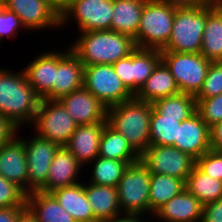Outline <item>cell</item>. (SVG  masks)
<instances>
[{
	"label": "cell",
	"instance_id": "6da1fadb",
	"mask_svg": "<svg viewBox=\"0 0 222 222\" xmlns=\"http://www.w3.org/2000/svg\"><path fill=\"white\" fill-rule=\"evenodd\" d=\"M79 35L70 49L84 66L112 65L137 48L132 37L112 30L80 32Z\"/></svg>",
	"mask_w": 222,
	"mask_h": 222
},
{
	"label": "cell",
	"instance_id": "7a4b0ae2",
	"mask_svg": "<svg viewBox=\"0 0 222 222\" xmlns=\"http://www.w3.org/2000/svg\"><path fill=\"white\" fill-rule=\"evenodd\" d=\"M0 68V114L17 129L31 125L40 98L28 83L25 72Z\"/></svg>",
	"mask_w": 222,
	"mask_h": 222
},
{
	"label": "cell",
	"instance_id": "3957f363",
	"mask_svg": "<svg viewBox=\"0 0 222 222\" xmlns=\"http://www.w3.org/2000/svg\"><path fill=\"white\" fill-rule=\"evenodd\" d=\"M152 103L135 97L107 109V123L141 155L150 145Z\"/></svg>",
	"mask_w": 222,
	"mask_h": 222
},
{
	"label": "cell",
	"instance_id": "277c9868",
	"mask_svg": "<svg viewBox=\"0 0 222 222\" xmlns=\"http://www.w3.org/2000/svg\"><path fill=\"white\" fill-rule=\"evenodd\" d=\"M215 8L212 1L204 7L176 9L170 39L161 51L200 53L206 19Z\"/></svg>",
	"mask_w": 222,
	"mask_h": 222
},
{
	"label": "cell",
	"instance_id": "5b68a950",
	"mask_svg": "<svg viewBox=\"0 0 222 222\" xmlns=\"http://www.w3.org/2000/svg\"><path fill=\"white\" fill-rule=\"evenodd\" d=\"M176 9L160 0H146L141 15L137 48L162 50L168 43Z\"/></svg>",
	"mask_w": 222,
	"mask_h": 222
},
{
	"label": "cell",
	"instance_id": "8992f818",
	"mask_svg": "<svg viewBox=\"0 0 222 222\" xmlns=\"http://www.w3.org/2000/svg\"><path fill=\"white\" fill-rule=\"evenodd\" d=\"M150 175L141 160L130 164L124 171L116 187L122 214H149Z\"/></svg>",
	"mask_w": 222,
	"mask_h": 222
},
{
	"label": "cell",
	"instance_id": "52a82bcc",
	"mask_svg": "<svg viewBox=\"0 0 222 222\" xmlns=\"http://www.w3.org/2000/svg\"><path fill=\"white\" fill-rule=\"evenodd\" d=\"M181 93L196 96L201 90L211 61L201 53L160 51Z\"/></svg>",
	"mask_w": 222,
	"mask_h": 222
},
{
	"label": "cell",
	"instance_id": "ba28073f",
	"mask_svg": "<svg viewBox=\"0 0 222 222\" xmlns=\"http://www.w3.org/2000/svg\"><path fill=\"white\" fill-rule=\"evenodd\" d=\"M31 126L35 135L61 147L68 143L78 125L58 100L40 99Z\"/></svg>",
	"mask_w": 222,
	"mask_h": 222
},
{
	"label": "cell",
	"instance_id": "9c48e42d",
	"mask_svg": "<svg viewBox=\"0 0 222 222\" xmlns=\"http://www.w3.org/2000/svg\"><path fill=\"white\" fill-rule=\"evenodd\" d=\"M83 87L107 109L134 98V95L115 73L112 65L84 66Z\"/></svg>",
	"mask_w": 222,
	"mask_h": 222
},
{
	"label": "cell",
	"instance_id": "30bf717a",
	"mask_svg": "<svg viewBox=\"0 0 222 222\" xmlns=\"http://www.w3.org/2000/svg\"><path fill=\"white\" fill-rule=\"evenodd\" d=\"M114 0H75L60 13V27L76 20L79 32L111 30Z\"/></svg>",
	"mask_w": 222,
	"mask_h": 222
},
{
	"label": "cell",
	"instance_id": "8fae6325",
	"mask_svg": "<svg viewBox=\"0 0 222 222\" xmlns=\"http://www.w3.org/2000/svg\"><path fill=\"white\" fill-rule=\"evenodd\" d=\"M150 173L165 174L186 181L195 159L173 146L149 145L140 155Z\"/></svg>",
	"mask_w": 222,
	"mask_h": 222
},
{
	"label": "cell",
	"instance_id": "7c38bea8",
	"mask_svg": "<svg viewBox=\"0 0 222 222\" xmlns=\"http://www.w3.org/2000/svg\"><path fill=\"white\" fill-rule=\"evenodd\" d=\"M28 164V193L39 191L47 182V174L59 145L34 134L23 139Z\"/></svg>",
	"mask_w": 222,
	"mask_h": 222
},
{
	"label": "cell",
	"instance_id": "4fadbf2b",
	"mask_svg": "<svg viewBox=\"0 0 222 222\" xmlns=\"http://www.w3.org/2000/svg\"><path fill=\"white\" fill-rule=\"evenodd\" d=\"M4 7L15 12L26 29L61 28L60 13L51 0H4Z\"/></svg>",
	"mask_w": 222,
	"mask_h": 222
},
{
	"label": "cell",
	"instance_id": "5bb4252c",
	"mask_svg": "<svg viewBox=\"0 0 222 222\" xmlns=\"http://www.w3.org/2000/svg\"><path fill=\"white\" fill-rule=\"evenodd\" d=\"M59 52V53H58ZM84 65L70 47L61 52L55 50V82L52 87V100L83 87Z\"/></svg>",
	"mask_w": 222,
	"mask_h": 222
},
{
	"label": "cell",
	"instance_id": "9a60e30c",
	"mask_svg": "<svg viewBox=\"0 0 222 222\" xmlns=\"http://www.w3.org/2000/svg\"><path fill=\"white\" fill-rule=\"evenodd\" d=\"M0 175L28 194V164L21 136L15 134L0 147Z\"/></svg>",
	"mask_w": 222,
	"mask_h": 222
},
{
	"label": "cell",
	"instance_id": "2e32d148",
	"mask_svg": "<svg viewBox=\"0 0 222 222\" xmlns=\"http://www.w3.org/2000/svg\"><path fill=\"white\" fill-rule=\"evenodd\" d=\"M77 125L107 122V108L84 87L58 100Z\"/></svg>",
	"mask_w": 222,
	"mask_h": 222
},
{
	"label": "cell",
	"instance_id": "e0dca14e",
	"mask_svg": "<svg viewBox=\"0 0 222 222\" xmlns=\"http://www.w3.org/2000/svg\"><path fill=\"white\" fill-rule=\"evenodd\" d=\"M209 132V126L196 111L178 125L177 140L173 147L196 160L211 149Z\"/></svg>",
	"mask_w": 222,
	"mask_h": 222
},
{
	"label": "cell",
	"instance_id": "ac0fdd59",
	"mask_svg": "<svg viewBox=\"0 0 222 222\" xmlns=\"http://www.w3.org/2000/svg\"><path fill=\"white\" fill-rule=\"evenodd\" d=\"M81 168L82 165L65 146L59 147L48 170L47 182L39 191L50 193L79 183L77 178Z\"/></svg>",
	"mask_w": 222,
	"mask_h": 222
},
{
	"label": "cell",
	"instance_id": "d6986e66",
	"mask_svg": "<svg viewBox=\"0 0 222 222\" xmlns=\"http://www.w3.org/2000/svg\"><path fill=\"white\" fill-rule=\"evenodd\" d=\"M202 203L186 189L157 209L152 216L164 222H201Z\"/></svg>",
	"mask_w": 222,
	"mask_h": 222
},
{
	"label": "cell",
	"instance_id": "ffe728a7",
	"mask_svg": "<svg viewBox=\"0 0 222 222\" xmlns=\"http://www.w3.org/2000/svg\"><path fill=\"white\" fill-rule=\"evenodd\" d=\"M107 122L78 125L65 147L83 166L98 157L102 131Z\"/></svg>",
	"mask_w": 222,
	"mask_h": 222
},
{
	"label": "cell",
	"instance_id": "44dd1931",
	"mask_svg": "<svg viewBox=\"0 0 222 222\" xmlns=\"http://www.w3.org/2000/svg\"><path fill=\"white\" fill-rule=\"evenodd\" d=\"M28 83L40 99L52 100L55 82V51H45L23 69Z\"/></svg>",
	"mask_w": 222,
	"mask_h": 222
},
{
	"label": "cell",
	"instance_id": "7402d4cb",
	"mask_svg": "<svg viewBox=\"0 0 222 222\" xmlns=\"http://www.w3.org/2000/svg\"><path fill=\"white\" fill-rule=\"evenodd\" d=\"M50 194L76 222H98L85 194V184L80 182L56 189Z\"/></svg>",
	"mask_w": 222,
	"mask_h": 222
},
{
	"label": "cell",
	"instance_id": "603a6c76",
	"mask_svg": "<svg viewBox=\"0 0 222 222\" xmlns=\"http://www.w3.org/2000/svg\"><path fill=\"white\" fill-rule=\"evenodd\" d=\"M178 93H180V90L173 75L161 60L134 97L140 101L153 103L158 99Z\"/></svg>",
	"mask_w": 222,
	"mask_h": 222
},
{
	"label": "cell",
	"instance_id": "cb8c5ba5",
	"mask_svg": "<svg viewBox=\"0 0 222 222\" xmlns=\"http://www.w3.org/2000/svg\"><path fill=\"white\" fill-rule=\"evenodd\" d=\"M85 194L94 218L98 222L123 215L120 210L117 188L88 183L85 184Z\"/></svg>",
	"mask_w": 222,
	"mask_h": 222
},
{
	"label": "cell",
	"instance_id": "d4e9b609",
	"mask_svg": "<svg viewBox=\"0 0 222 222\" xmlns=\"http://www.w3.org/2000/svg\"><path fill=\"white\" fill-rule=\"evenodd\" d=\"M146 0H114L111 30L126 34L134 40Z\"/></svg>",
	"mask_w": 222,
	"mask_h": 222
},
{
	"label": "cell",
	"instance_id": "484cf974",
	"mask_svg": "<svg viewBox=\"0 0 222 222\" xmlns=\"http://www.w3.org/2000/svg\"><path fill=\"white\" fill-rule=\"evenodd\" d=\"M98 156L106 159L126 161L129 165L140 160V154L131 146L125 137L108 123L102 131Z\"/></svg>",
	"mask_w": 222,
	"mask_h": 222
},
{
	"label": "cell",
	"instance_id": "4316f807",
	"mask_svg": "<svg viewBox=\"0 0 222 222\" xmlns=\"http://www.w3.org/2000/svg\"><path fill=\"white\" fill-rule=\"evenodd\" d=\"M26 207L38 222H76L50 193L33 191L26 194Z\"/></svg>",
	"mask_w": 222,
	"mask_h": 222
},
{
	"label": "cell",
	"instance_id": "83f0119b",
	"mask_svg": "<svg viewBox=\"0 0 222 222\" xmlns=\"http://www.w3.org/2000/svg\"><path fill=\"white\" fill-rule=\"evenodd\" d=\"M185 189V181L165 174L151 173L149 215Z\"/></svg>",
	"mask_w": 222,
	"mask_h": 222
},
{
	"label": "cell",
	"instance_id": "f1b7e54d",
	"mask_svg": "<svg viewBox=\"0 0 222 222\" xmlns=\"http://www.w3.org/2000/svg\"><path fill=\"white\" fill-rule=\"evenodd\" d=\"M185 189L194 195L202 205L222 198V181L212 178L194 165L185 181Z\"/></svg>",
	"mask_w": 222,
	"mask_h": 222
},
{
	"label": "cell",
	"instance_id": "f546056e",
	"mask_svg": "<svg viewBox=\"0 0 222 222\" xmlns=\"http://www.w3.org/2000/svg\"><path fill=\"white\" fill-rule=\"evenodd\" d=\"M200 53L211 62L222 61V13L217 8L207 16Z\"/></svg>",
	"mask_w": 222,
	"mask_h": 222
},
{
	"label": "cell",
	"instance_id": "4dcf8cb0",
	"mask_svg": "<svg viewBox=\"0 0 222 222\" xmlns=\"http://www.w3.org/2000/svg\"><path fill=\"white\" fill-rule=\"evenodd\" d=\"M188 118H171L159 114L152 107L150 118V145L173 146L177 140L178 125Z\"/></svg>",
	"mask_w": 222,
	"mask_h": 222
},
{
	"label": "cell",
	"instance_id": "1f68e13d",
	"mask_svg": "<svg viewBox=\"0 0 222 222\" xmlns=\"http://www.w3.org/2000/svg\"><path fill=\"white\" fill-rule=\"evenodd\" d=\"M152 107L165 117L189 118L196 112V99L191 94L180 92L154 101Z\"/></svg>",
	"mask_w": 222,
	"mask_h": 222
},
{
	"label": "cell",
	"instance_id": "d6a6232c",
	"mask_svg": "<svg viewBox=\"0 0 222 222\" xmlns=\"http://www.w3.org/2000/svg\"><path fill=\"white\" fill-rule=\"evenodd\" d=\"M94 162V163H93ZM89 183L116 188L129 164L126 161L96 157Z\"/></svg>",
	"mask_w": 222,
	"mask_h": 222
},
{
	"label": "cell",
	"instance_id": "836d02e7",
	"mask_svg": "<svg viewBox=\"0 0 222 222\" xmlns=\"http://www.w3.org/2000/svg\"><path fill=\"white\" fill-rule=\"evenodd\" d=\"M161 61L160 50L136 48L133 51V95L139 91Z\"/></svg>",
	"mask_w": 222,
	"mask_h": 222
},
{
	"label": "cell",
	"instance_id": "e575fe53",
	"mask_svg": "<svg viewBox=\"0 0 222 222\" xmlns=\"http://www.w3.org/2000/svg\"><path fill=\"white\" fill-rule=\"evenodd\" d=\"M219 94H222V61L211 62L203 86L195 99L197 102Z\"/></svg>",
	"mask_w": 222,
	"mask_h": 222
},
{
	"label": "cell",
	"instance_id": "d590c367",
	"mask_svg": "<svg viewBox=\"0 0 222 222\" xmlns=\"http://www.w3.org/2000/svg\"><path fill=\"white\" fill-rule=\"evenodd\" d=\"M196 111L202 120L211 127L213 124L222 121V94L199 99L196 102Z\"/></svg>",
	"mask_w": 222,
	"mask_h": 222
},
{
	"label": "cell",
	"instance_id": "8d00e7d4",
	"mask_svg": "<svg viewBox=\"0 0 222 222\" xmlns=\"http://www.w3.org/2000/svg\"><path fill=\"white\" fill-rule=\"evenodd\" d=\"M26 206V193L0 175V207Z\"/></svg>",
	"mask_w": 222,
	"mask_h": 222
},
{
	"label": "cell",
	"instance_id": "74e56055",
	"mask_svg": "<svg viewBox=\"0 0 222 222\" xmlns=\"http://www.w3.org/2000/svg\"><path fill=\"white\" fill-rule=\"evenodd\" d=\"M195 165L210 177L222 181V151L210 149L195 160Z\"/></svg>",
	"mask_w": 222,
	"mask_h": 222
},
{
	"label": "cell",
	"instance_id": "f35d334b",
	"mask_svg": "<svg viewBox=\"0 0 222 222\" xmlns=\"http://www.w3.org/2000/svg\"><path fill=\"white\" fill-rule=\"evenodd\" d=\"M25 29L22 25L20 18L15 12H12L5 7L0 8V43L6 37H16L17 31Z\"/></svg>",
	"mask_w": 222,
	"mask_h": 222
},
{
	"label": "cell",
	"instance_id": "ab89813d",
	"mask_svg": "<svg viewBox=\"0 0 222 222\" xmlns=\"http://www.w3.org/2000/svg\"><path fill=\"white\" fill-rule=\"evenodd\" d=\"M115 73L133 94V52L112 64Z\"/></svg>",
	"mask_w": 222,
	"mask_h": 222
},
{
	"label": "cell",
	"instance_id": "60d3db41",
	"mask_svg": "<svg viewBox=\"0 0 222 222\" xmlns=\"http://www.w3.org/2000/svg\"><path fill=\"white\" fill-rule=\"evenodd\" d=\"M201 222H222V198L203 205Z\"/></svg>",
	"mask_w": 222,
	"mask_h": 222
},
{
	"label": "cell",
	"instance_id": "b9f144b4",
	"mask_svg": "<svg viewBox=\"0 0 222 222\" xmlns=\"http://www.w3.org/2000/svg\"><path fill=\"white\" fill-rule=\"evenodd\" d=\"M17 132H19V129L0 114V147L7 143Z\"/></svg>",
	"mask_w": 222,
	"mask_h": 222
},
{
	"label": "cell",
	"instance_id": "7bdbcfd3",
	"mask_svg": "<svg viewBox=\"0 0 222 222\" xmlns=\"http://www.w3.org/2000/svg\"><path fill=\"white\" fill-rule=\"evenodd\" d=\"M211 149L222 151V121L209 127Z\"/></svg>",
	"mask_w": 222,
	"mask_h": 222
},
{
	"label": "cell",
	"instance_id": "ee69618b",
	"mask_svg": "<svg viewBox=\"0 0 222 222\" xmlns=\"http://www.w3.org/2000/svg\"><path fill=\"white\" fill-rule=\"evenodd\" d=\"M167 2L175 9L204 7L213 0H160Z\"/></svg>",
	"mask_w": 222,
	"mask_h": 222
},
{
	"label": "cell",
	"instance_id": "f6af8a7d",
	"mask_svg": "<svg viewBox=\"0 0 222 222\" xmlns=\"http://www.w3.org/2000/svg\"><path fill=\"white\" fill-rule=\"evenodd\" d=\"M26 206H13L10 208L0 207V222H16L19 214Z\"/></svg>",
	"mask_w": 222,
	"mask_h": 222
},
{
	"label": "cell",
	"instance_id": "bcb514c9",
	"mask_svg": "<svg viewBox=\"0 0 222 222\" xmlns=\"http://www.w3.org/2000/svg\"><path fill=\"white\" fill-rule=\"evenodd\" d=\"M103 222H146V220L144 221L142 215L123 214L121 216L105 220Z\"/></svg>",
	"mask_w": 222,
	"mask_h": 222
},
{
	"label": "cell",
	"instance_id": "7dc6e473",
	"mask_svg": "<svg viewBox=\"0 0 222 222\" xmlns=\"http://www.w3.org/2000/svg\"><path fill=\"white\" fill-rule=\"evenodd\" d=\"M16 222H38L32 212L26 207L18 216Z\"/></svg>",
	"mask_w": 222,
	"mask_h": 222
},
{
	"label": "cell",
	"instance_id": "c3c4849f",
	"mask_svg": "<svg viewBox=\"0 0 222 222\" xmlns=\"http://www.w3.org/2000/svg\"><path fill=\"white\" fill-rule=\"evenodd\" d=\"M73 1H75V0H51L52 5L59 13H61Z\"/></svg>",
	"mask_w": 222,
	"mask_h": 222
},
{
	"label": "cell",
	"instance_id": "681fc988",
	"mask_svg": "<svg viewBox=\"0 0 222 222\" xmlns=\"http://www.w3.org/2000/svg\"><path fill=\"white\" fill-rule=\"evenodd\" d=\"M215 7L222 13V0H213Z\"/></svg>",
	"mask_w": 222,
	"mask_h": 222
},
{
	"label": "cell",
	"instance_id": "f907efd6",
	"mask_svg": "<svg viewBox=\"0 0 222 222\" xmlns=\"http://www.w3.org/2000/svg\"><path fill=\"white\" fill-rule=\"evenodd\" d=\"M4 7V0H0V8Z\"/></svg>",
	"mask_w": 222,
	"mask_h": 222
}]
</instances>
